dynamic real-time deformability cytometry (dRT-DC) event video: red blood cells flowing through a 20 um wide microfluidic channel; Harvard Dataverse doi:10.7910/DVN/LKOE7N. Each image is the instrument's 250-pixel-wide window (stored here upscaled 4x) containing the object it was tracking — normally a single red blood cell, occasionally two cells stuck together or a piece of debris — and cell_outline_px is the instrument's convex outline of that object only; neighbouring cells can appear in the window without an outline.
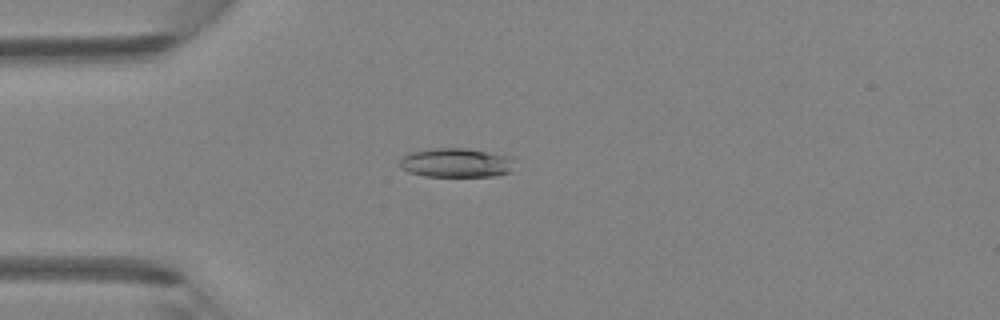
{"species": "Egyptian fruit bat (a non-hibernating species)", "species_latin": "Rousettus aegyptiacus", "temperature_condition": "room temperature", "stored_images_in_passage": 46, "camera_frame_rate_fps": 3000, "um_per_image_px": 0.085, "animal": {"sex": "female"}, "frame": {"image": 1, "passage_image": 13, "time_ms": 4.0, "image_size_px": [1000, 320], "cell_outline_px": [[512, 160], [508, 172], [496, 176], [424, 176], [408, 172], [400, 168], [400, 160], [404, 156], [412, 152], [428, 148], [468, 148], [512, 156]], "centroid_in_image_um": [38.73, 13.82], "position_along_channel_um": 46.3, "area_um2": 19.48}}
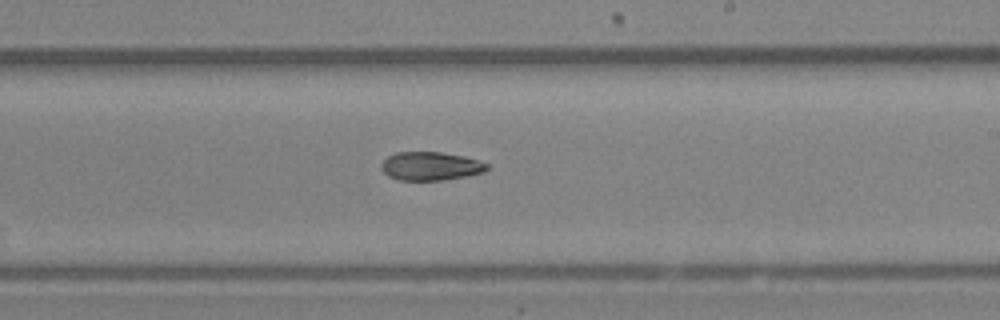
{"frame": {"image": 2, "passage_image": 28, "time_ms": 9.0, "image_size_px": [1000, 320], "cell_outline_px": [[492, 168], [484, 172], [444, 180], [396, 180], [388, 176], [380, 168], [380, 164], [388, 156], [396, 152], [440, 152], [464, 156], [488, 164]], "centroid_in_image_um": [36.59, 14.12], "position_along_channel_um": 252.4, "area_um2": 17.63}}
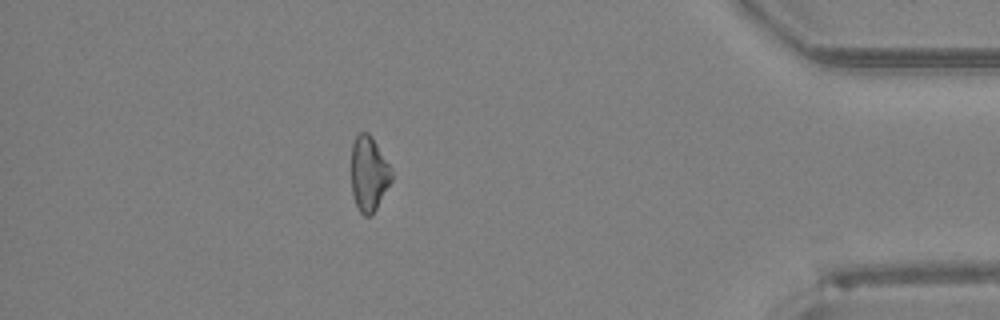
{"frame": {"image": 3, "passage_image": 41, "time_ms": 13.333, "image_size_px": [1000, 320], "cell_outline_px": [[392, 180], [372, 216], [364, 216], [360, 212], [356, 204], [352, 192], [352, 144], [356, 136], [360, 132], [368, 132], [372, 136], [392, 168]], "centroid_in_image_um": [31.37, 14.76], "position_along_channel_um": 403.8, "area_um2": 17.63}}